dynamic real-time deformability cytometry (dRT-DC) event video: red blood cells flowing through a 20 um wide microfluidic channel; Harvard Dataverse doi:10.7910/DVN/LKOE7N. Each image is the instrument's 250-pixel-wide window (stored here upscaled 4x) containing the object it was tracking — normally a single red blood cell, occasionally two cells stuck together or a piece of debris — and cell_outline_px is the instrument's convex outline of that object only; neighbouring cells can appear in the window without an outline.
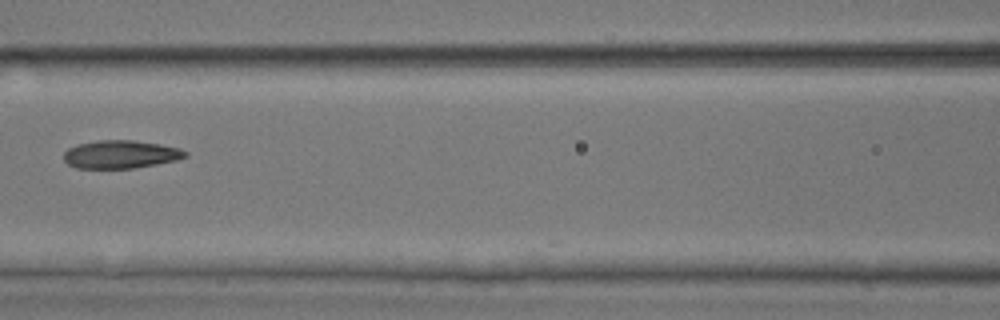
{"species": "common noctule bat (a hibernating species)", "species_latin": "Nyctalus noctula", "temperature_condition": "room temperature", "stored_images_in_passage": 6, "camera_frame_rate_fps": 3000, "um_per_image_px": 0.085, "animal": {"sex": "male", "body_mass_g": 17.9, "forearm_length_mm": 54.2}, "frame": {"image": 1, "passage_image": 3, "time_ms": 2.333, "image_size_px": [1000, 320], "cell_outline_px": [[188, 156], [176, 160], [156, 164], [132, 168], [76, 168], [68, 164], [64, 160], [64, 152], [68, 148], [76, 144], [96, 140], [132, 140], [160, 144], [180, 148], [188, 152]], "centroid_in_image_um": [10.24, 13.11], "position_along_channel_um": 156.4, "area_um2": 19.94}}
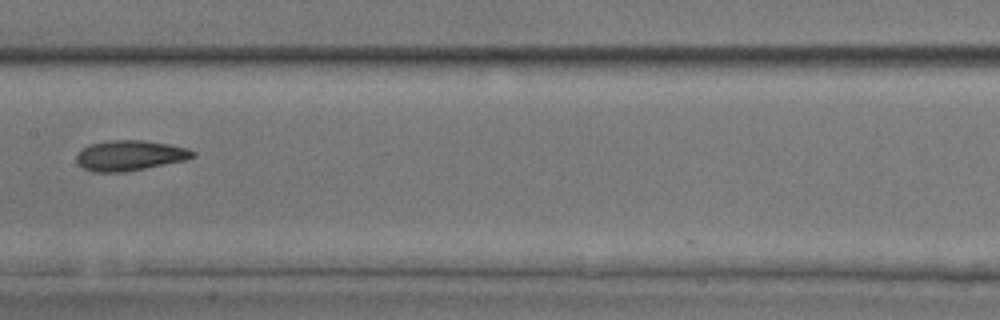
{"frame": {"image": 2, "passage_image": 4, "time_ms": 3.333, "image_size_px": [1000, 320], "cell_outline_px": [[196, 156], [184, 160], [124, 172], [92, 172], [84, 168], [76, 160], [76, 156], [80, 148], [88, 144], [108, 140], [144, 140], [168, 144], [188, 148], [196, 152]], "centroid_in_image_um": [11.0, 13.2], "position_along_channel_um": 196.4, "area_um2": 20.58}}